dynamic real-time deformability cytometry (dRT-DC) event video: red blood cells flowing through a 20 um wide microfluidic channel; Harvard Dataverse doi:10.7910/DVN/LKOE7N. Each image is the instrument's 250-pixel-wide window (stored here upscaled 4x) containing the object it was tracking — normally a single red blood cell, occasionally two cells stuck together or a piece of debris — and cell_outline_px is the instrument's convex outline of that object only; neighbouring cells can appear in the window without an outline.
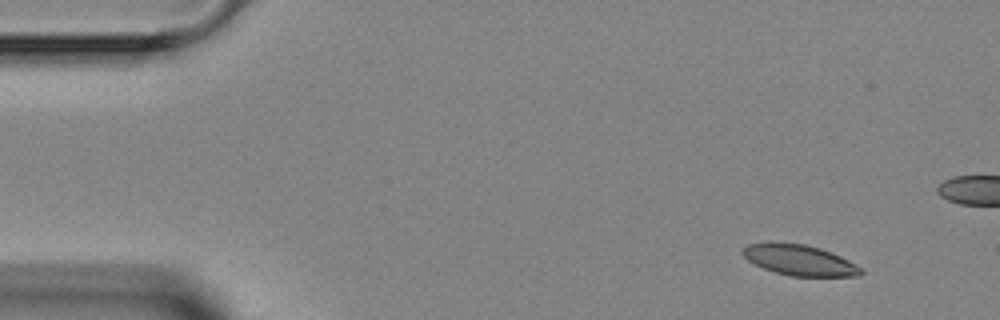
{"species": "Egyptian fruit bat (a non-hibernating species)", "species_latin": "Rousettus aegyptiacus", "temperature_condition": "room temperature", "stored_images_in_passage": 4, "camera_frame_rate_fps": 3000, "um_per_image_px": 0.085, "animal": {"sex": "female"}, "frame": {"image": 1, "passage_image": 1, "time_ms": 0.0, "image_size_px": [1000, 320], "cell_outline_px": [[864, 272], [860, 276], [792, 276], [776, 272], [764, 268], [748, 260], [740, 252], [748, 244], [804, 244], [820, 248], [840, 256], [848, 260], [860, 268]], "centroid_in_image_um": [67.99, 22.13], "position_along_channel_um": 17.0, "area_um2": 20.4}}